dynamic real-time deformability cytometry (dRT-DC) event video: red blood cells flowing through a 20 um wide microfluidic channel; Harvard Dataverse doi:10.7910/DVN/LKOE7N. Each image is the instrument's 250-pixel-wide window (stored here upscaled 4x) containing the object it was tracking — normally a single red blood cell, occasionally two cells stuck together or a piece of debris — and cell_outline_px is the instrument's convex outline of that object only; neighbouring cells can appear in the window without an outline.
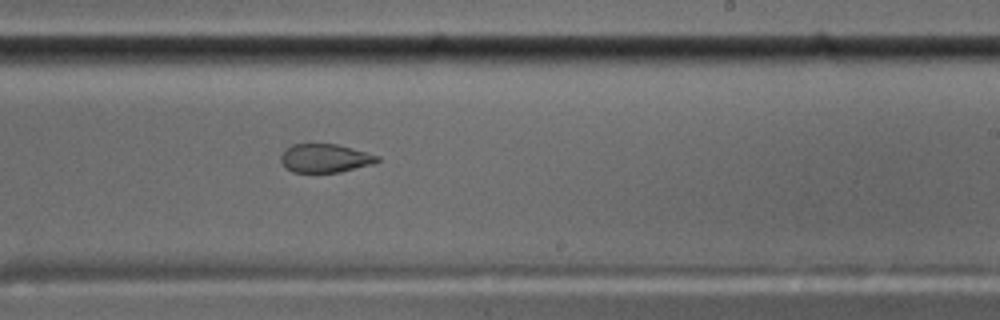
{"species": "common noctule bat (a hibernating species)", "species_latin": "Nyctalus noctula", "temperature_condition": "cold", "stored_images_in_passage": 53, "segment_of_instrument_passage": [1, 2], "camera_frame_rate_fps": 3000, "um_per_image_px": 0.085, "animal": {"sex": "male", "body_mass_g": 17.5, "forearm_length_mm": 52.3}, "frame": {"image": 1, "passage_image": 31, "time_ms": 10.0, "image_size_px": [1000, 320], "cell_outline_px": [[380, 160], [372, 164], [340, 172], [292, 172], [280, 160], [280, 156], [284, 148], [292, 144], [336, 144], [352, 148], [380, 156]], "centroid_in_image_um": [27.62, 13.44], "position_along_channel_um": 261.4, "area_um2": 16.01}}